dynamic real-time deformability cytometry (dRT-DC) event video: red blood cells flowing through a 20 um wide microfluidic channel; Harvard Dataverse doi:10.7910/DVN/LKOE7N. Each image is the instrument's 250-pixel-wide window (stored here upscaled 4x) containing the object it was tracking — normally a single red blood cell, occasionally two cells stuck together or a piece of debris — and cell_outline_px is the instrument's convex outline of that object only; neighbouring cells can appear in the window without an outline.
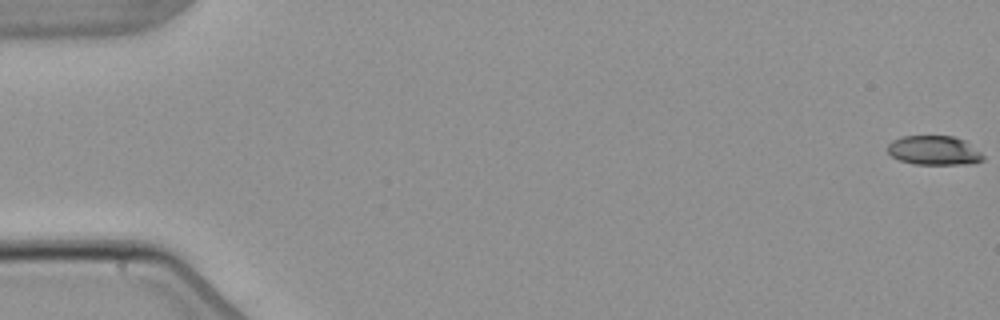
{"species": "common noctule bat (a hibernating species)", "species_latin": "Nyctalus noctula", "temperature_condition": "warm", "stored_images_in_passage": 5, "camera_frame_rate_fps": 3000, "um_per_image_px": 0.085, "animal": {"sex": "male", "body_mass_g": 21.5, "forearm_length_mm": 52.0}, "frame": {"image": 1, "passage_image": 1, "time_ms": 0.0, "image_size_px": [1000, 320], "cell_outline_px": [[984, 160], [976, 164], [912, 164], [900, 160], [892, 156], [888, 152], [888, 144], [892, 140], [900, 136], [952, 136], [964, 140], [980, 152], [984, 156]], "centroid_in_image_um": [79.4, 12.79], "position_along_channel_um": 5.6, "area_um2": 16.36}}
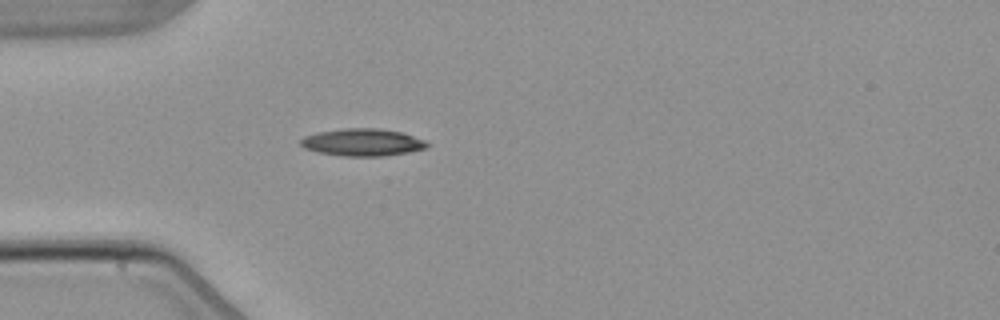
{"frame": {"image": 2, "passage_image": 5, "time_ms": 5.333, "image_size_px": [1000, 320], "cell_outline_px": [[432, 144], [428, 148], [408, 152], [384, 156], [344, 156], [316, 152], [304, 148], [300, 144], [300, 140], [304, 136], [316, 132], [344, 128], [380, 128], [400, 132], [424, 140]], "centroid_in_image_um": [30.81, 12.1], "position_along_channel_um": 54.2, "area_um2": 20.29}}